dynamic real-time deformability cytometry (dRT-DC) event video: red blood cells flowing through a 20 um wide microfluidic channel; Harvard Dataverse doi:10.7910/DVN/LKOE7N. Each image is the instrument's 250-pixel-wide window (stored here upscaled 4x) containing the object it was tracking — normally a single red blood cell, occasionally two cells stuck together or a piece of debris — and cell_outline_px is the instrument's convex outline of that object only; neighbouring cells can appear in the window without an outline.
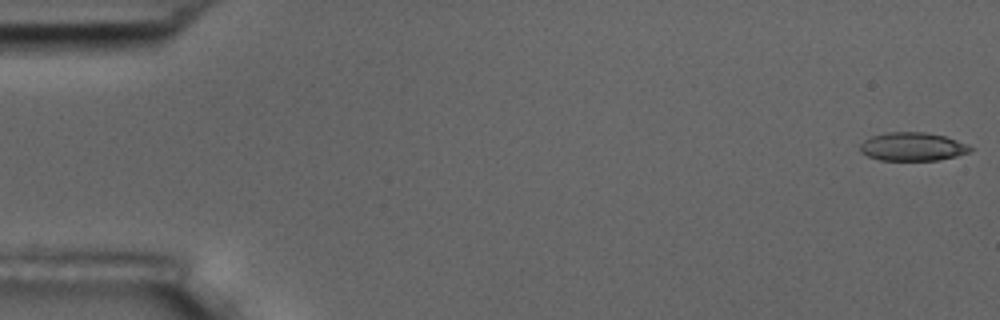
{"species": "common noctule bat (a hibernating species)", "species_latin": "Nyctalus noctula", "temperature_condition": "room temperature", "stored_images_in_passage": 56, "camera_frame_rate_fps": 3000, "um_per_image_px": 0.085, "animal": {"sex": "male", "body_mass_g": 17.5, "forearm_length_mm": 52.3}, "frame": {"image": 1, "passage_image": 1, "time_ms": 0.0, "image_size_px": [1000, 320], "cell_outline_px": [[972, 148], [968, 152], [956, 156], [936, 160], [880, 160], [868, 156], [860, 152], [860, 144], [864, 140], [872, 136], [884, 132], [924, 132], [944, 136], [968, 144]], "centroid_in_image_um": [77.53, 12.46], "position_along_channel_um": 7.5, "area_um2": 18.15}}
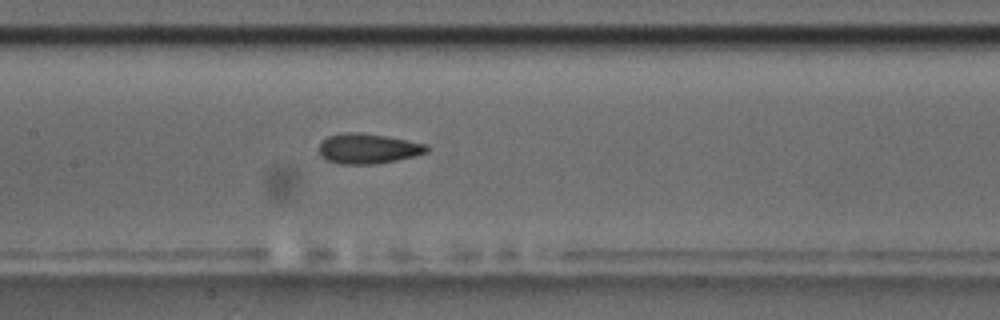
{"frame": {"image": 2, "passage_image": 27, "time_ms": 8.667, "image_size_px": [1000, 320], "cell_outline_px": [[428, 152], [396, 160], [376, 164], [340, 164], [328, 160], [320, 156], [320, 144], [328, 136], [344, 132], [360, 132], [384, 136], [428, 144]], "centroid_in_image_um": [31.28, 12.63], "position_along_channel_um": 176.1, "area_um2": 18.73}}
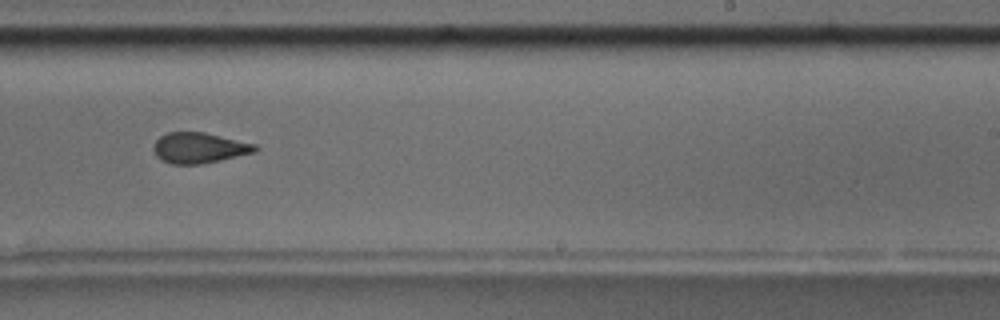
{"frame": {"image": 3, "passage_image": 35, "time_ms": 11.333, "image_size_px": [1000, 320], "cell_outline_px": [[260, 148], [256, 152], [220, 160], [200, 164], [172, 164], [156, 156], [152, 148], [156, 140], [160, 136], [168, 132], [204, 132], [256, 144]], "centroid_in_image_um": [16.94, 12.56], "position_along_channel_um": 272.1, "area_um2": 18.09}, "authors_computed_cell_mechanics": {"area_um2": 18.785, "velocity_mm_per_s": 3.6105, "shape_relaxation_time_tau1_ms": 4.2485, "shape_relaxation_time_tau2_ms": 1.9192, "deformation_change_tau1": 0.1471, "deformation_change_tau2": 0.094}}